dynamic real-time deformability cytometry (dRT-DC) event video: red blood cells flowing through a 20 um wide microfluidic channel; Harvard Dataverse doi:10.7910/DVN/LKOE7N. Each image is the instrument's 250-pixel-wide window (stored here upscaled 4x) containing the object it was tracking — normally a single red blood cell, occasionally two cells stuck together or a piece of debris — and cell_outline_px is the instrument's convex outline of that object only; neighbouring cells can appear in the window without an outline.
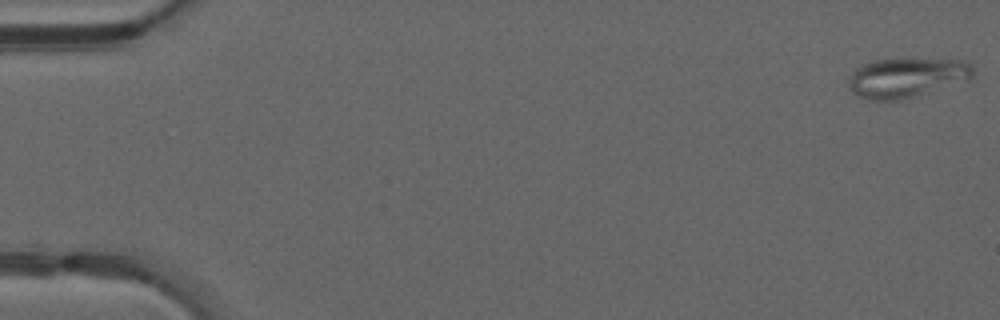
{"species": "common noctule bat (a hibernating species)", "species_latin": "Nyctalus noctula", "temperature_condition": "warm", "stored_images_in_passage": 11, "camera_frame_rate_fps": 3000, "um_per_image_px": 0.085, "animal": {"sex": "male", "forearm_length_mm": 52.5}, "frame": {"image": 1, "passage_image": 1, "time_ms": 0.0, "image_size_px": [1000, 320], "cell_outline_px": [[976, 68], [972, 76], [968, 80], [900, 100], [868, 100], [852, 92], [848, 84], [848, 80], [856, 68], [860, 64], [872, 60], [964, 60]], "centroid_in_image_um": [77.05, 6.6], "position_along_channel_um": 8.0, "area_um2": 28.32}}